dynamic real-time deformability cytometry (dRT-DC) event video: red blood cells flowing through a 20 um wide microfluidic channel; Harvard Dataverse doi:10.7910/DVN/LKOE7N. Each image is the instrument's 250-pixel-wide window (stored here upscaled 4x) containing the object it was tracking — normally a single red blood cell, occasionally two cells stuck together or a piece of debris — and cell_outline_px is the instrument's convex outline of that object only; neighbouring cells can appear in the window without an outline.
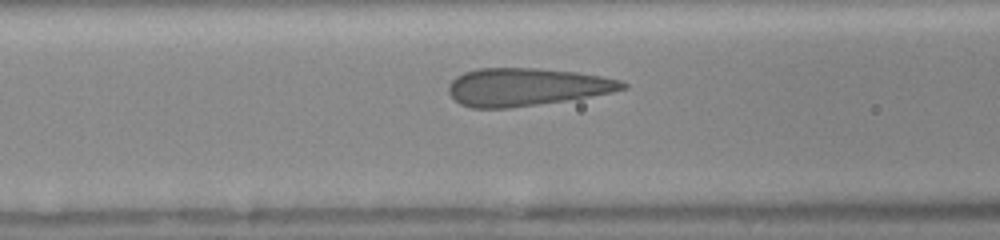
{"species": "human", "species_latin": "Homo sapiens", "temperature_condition": "room temperature", "stored_images_in_passage": 32, "camera_frame_rate_fps": 3000, "um_per_image_px": 0.085, "donor": {"sex": "female"}, "frame": {"image": 1, "passage_image": 9, "time_ms": 2.667, "image_size_px": [1000, 240], "cell_outline_px": [[628, 88], [612, 92], [564, 100], [508, 108], [472, 108], [460, 104], [448, 92], [448, 84], [456, 76], [464, 72], [480, 68], [536, 68], [576, 72], [600, 76], [620, 80], [628, 84]], "centroid_in_image_um": [44.71, 7.38], "position_along_channel_um": 121.9, "area_um2": 37.97}}
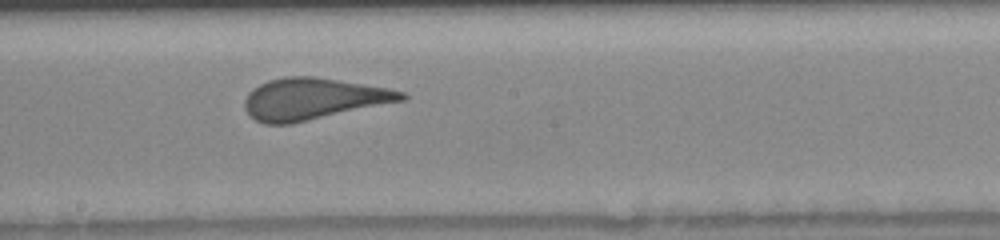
{"frame": {"image": 2, "passage_image": 16, "time_ms": 5.0, "image_size_px": [1000, 240], "cell_outline_px": [[408, 96], [404, 100], [292, 124], [264, 124], [256, 120], [244, 108], [244, 100], [248, 92], [260, 84], [268, 80], [284, 76], [316, 76], [388, 88], [404, 92]], "centroid_in_image_um": [26.59, 8.4], "position_along_channel_um": 221.6, "area_um2": 37.97}}
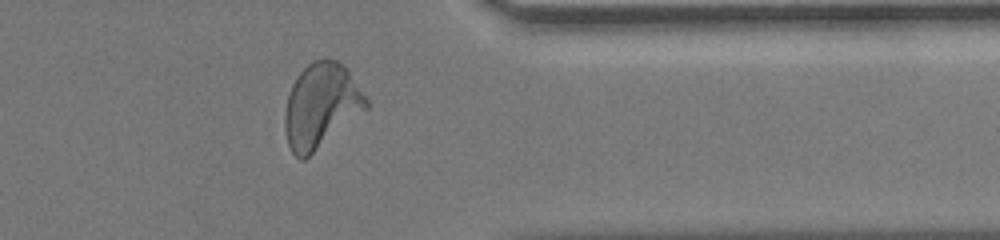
{"frame": {"image": 3, "passage_image": 28, "time_ms": 9.0, "image_size_px": [1000, 240], "cell_outline_px": [[368, 108], [304, 160], [300, 160], [292, 152], [288, 144], [284, 128], [284, 112], [288, 96], [292, 84], [300, 72], [312, 60], [336, 60], [344, 64], [348, 68], [368, 100]], "centroid_in_image_um": [27.29, 8.98], "position_along_channel_um": 384.1, "area_um2": 39.94}}